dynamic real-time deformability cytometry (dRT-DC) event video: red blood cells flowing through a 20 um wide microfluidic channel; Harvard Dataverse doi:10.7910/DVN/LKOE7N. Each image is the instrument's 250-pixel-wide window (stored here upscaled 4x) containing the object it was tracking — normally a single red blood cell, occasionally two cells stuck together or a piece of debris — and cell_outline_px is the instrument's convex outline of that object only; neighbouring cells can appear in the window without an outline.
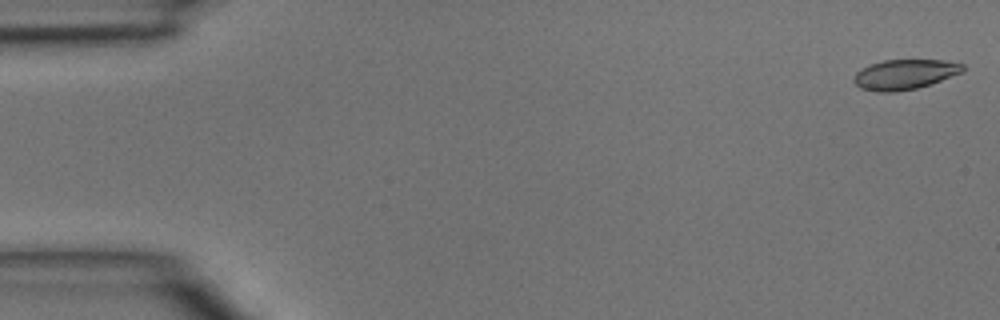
{"species": "common noctule bat (a hibernating species)", "species_latin": "Nyctalus noctula", "temperature_condition": "room temperature", "stored_images_in_passage": 5, "camera_frame_rate_fps": 3000, "um_per_image_px": 0.085, "animal": {"sex": "male", "body_mass_g": 15.6}, "frame": {"image": 1, "passage_image": 1, "time_ms": 0.0, "image_size_px": [1000, 320], "cell_outline_px": [[964, 72], [916, 88], [896, 92], [876, 92], [860, 88], [852, 80], [856, 72], [872, 64], [884, 60], [944, 60], [964, 64]], "centroid_in_image_um": [76.9, 6.33], "position_along_channel_um": 8.1, "area_um2": 18.9}}
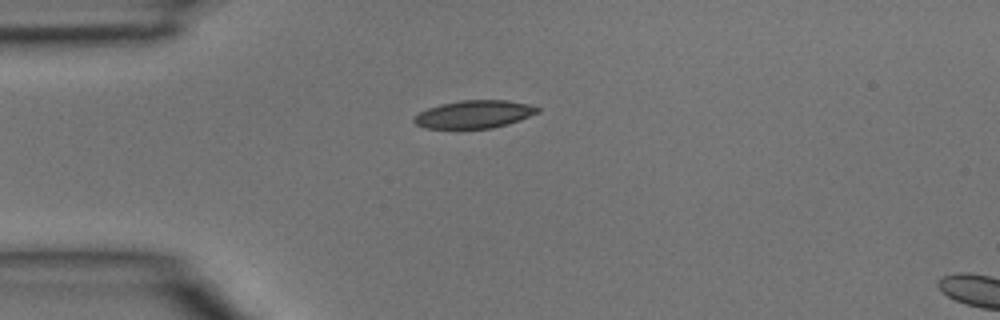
{"frame": {"image": 2, "passage_image": 4, "time_ms": 1.0, "image_size_px": [1000, 320], "cell_outline_px": [[540, 112], [520, 120], [508, 124], [492, 128], [424, 128], [416, 124], [412, 120], [420, 112], [428, 108], [440, 104], [460, 100], [508, 100], [528, 104], [540, 108]], "centroid_in_image_um": [40.33, 9.71], "position_along_channel_um": 44.7, "area_um2": 20.0}}